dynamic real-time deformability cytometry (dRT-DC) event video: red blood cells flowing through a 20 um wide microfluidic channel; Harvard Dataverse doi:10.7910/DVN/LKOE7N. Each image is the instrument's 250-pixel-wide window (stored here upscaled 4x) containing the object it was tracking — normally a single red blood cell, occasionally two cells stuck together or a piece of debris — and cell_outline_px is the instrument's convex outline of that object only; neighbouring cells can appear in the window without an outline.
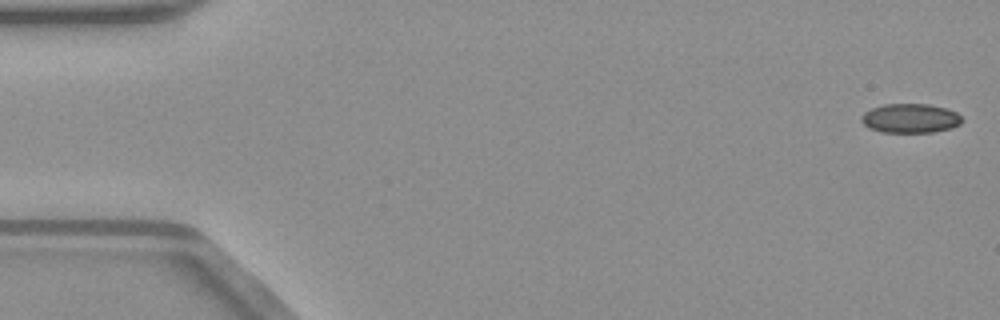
{"species": "common noctule bat (a hibernating species)", "species_latin": "Nyctalus noctula", "temperature_condition": "warm", "stored_images_in_passage": 51, "camera_frame_rate_fps": 3000, "um_per_image_px": 0.085, "animal": {"sex": "male", "body_mass_g": 23.1, "forearm_length_mm": 52.7}, "frame": {"image": 1, "passage_image": 1, "time_ms": 0.0, "image_size_px": [1000, 320], "cell_outline_px": [[964, 120], [960, 124], [952, 128], [932, 132], [880, 132], [868, 128], [860, 120], [860, 116], [864, 112], [872, 108], [884, 104], [928, 104], [944, 108], [956, 112]], "centroid_in_image_um": [77.35, 10.06], "position_along_channel_um": 7.6, "area_um2": 17.22}}
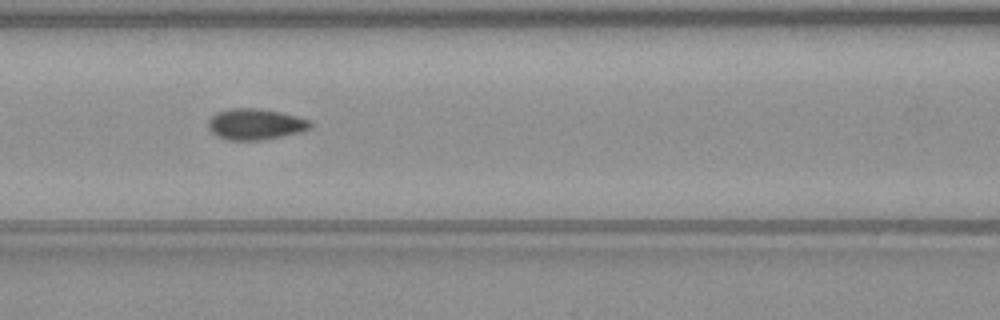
{"frame": {"image": 2, "passage_image": 22, "time_ms": 7.0, "image_size_px": [1000, 320], "cell_outline_px": [[312, 128], [300, 132], [264, 140], [228, 140], [216, 136], [208, 128], [208, 120], [216, 112], [228, 108], [256, 108], [280, 112], [312, 120]], "centroid_in_image_um": [21.71, 10.56], "position_along_channel_um": 144.9, "area_um2": 18.67}}
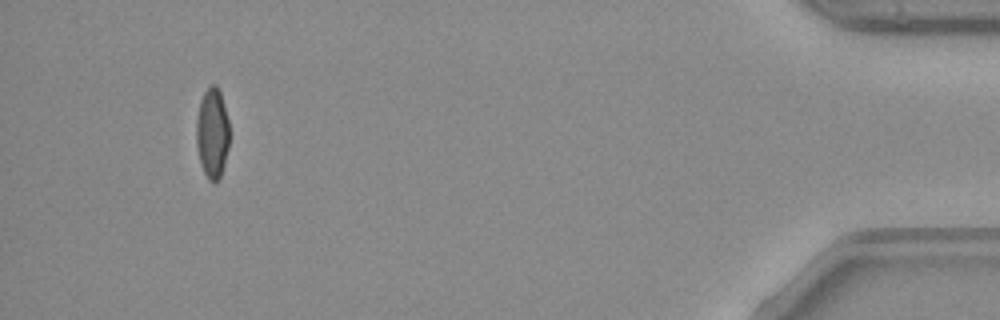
{"frame": {"image": 3, "passage_image": 48, "time_ms": 15.667, "image_size_px": [1000, 320], "cell_outline_px": [[228, 148], [224, 164], [220, 176], [212, 184], [208, 180], [200, 164], [196, 144], [196, 120], [200, 100], [204, 92], [212, 84], [216, 84], [220, 92], [228, 120]], "centroid_in_image_um": [18.02, 11.33], "position_along_channel_um": 417.2, "area_um2": 17.34}, "authors_computed_cell_mechanics": {"area_um2": 18.0914, "velocity_mm_per_s": 4.0372, "shape_relaxation_time_tau1_ms": null, "shape_relaxation_time_tau2_ms": 1.2773, "deformation_change_tau1": null, "deformation_change_tau2": 0.0457}}